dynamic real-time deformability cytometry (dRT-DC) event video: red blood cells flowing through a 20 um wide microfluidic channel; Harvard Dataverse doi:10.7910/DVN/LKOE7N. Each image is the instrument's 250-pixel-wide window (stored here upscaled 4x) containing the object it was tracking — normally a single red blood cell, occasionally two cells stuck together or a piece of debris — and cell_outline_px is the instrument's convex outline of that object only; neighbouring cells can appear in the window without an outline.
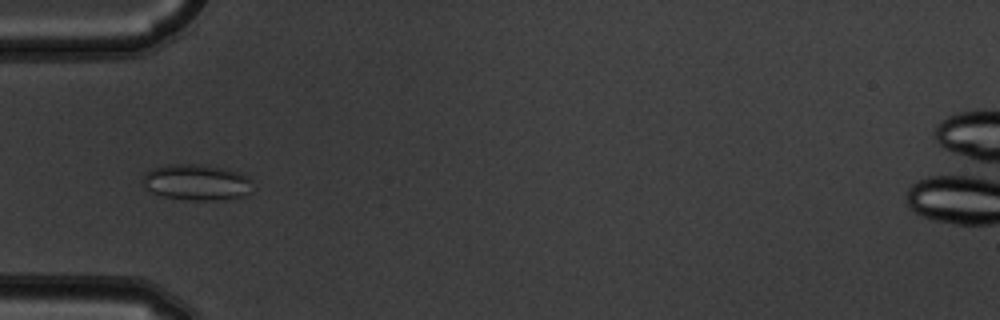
{"species": "common noctule bat (a hibernating species)", "species_latin": "Nyctalus noctula", "temperature_condition": "warm", "stored_images_in_passage": 5, "camera_frame_rate_fps": 3000, "um_per_image_px": 0.085, "animal": {"sex": "male", "body_mass_g": 19.5, "forearm_length_mm": 54.6}, "frame": {"image": 1, "passage_image": 5, "time_ms": 1.333, "image_size_px": [1000, 320], "cell_outline_px": [[252, 180], [248, 196], [232, 200], [188, 200], [164, 196], [148, 192], [140, 180], [144, 172], [152, 168], [168, 164], [200, 164], [228, 168], [252, 176]], "centroid_in_image_um": [16.73, 15.49], "position_along_channel_um": 68.3, "area_um2": 23.99}}